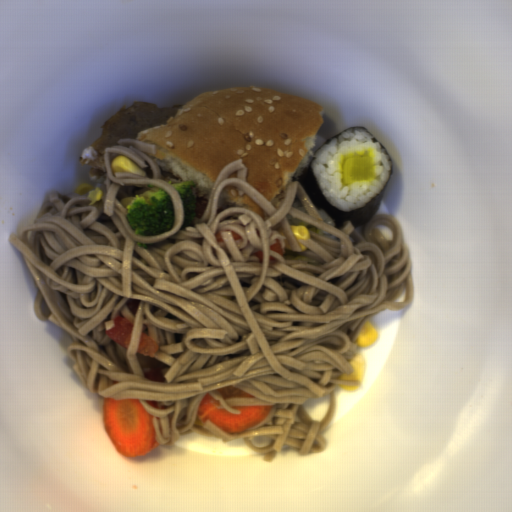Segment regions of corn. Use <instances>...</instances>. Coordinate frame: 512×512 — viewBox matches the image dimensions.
Here are the masks:
<instances>
[{
	"label": "corn",
	"mask_w": 512,
	"mask_h": 512,
	"mask_svg": "<svg viewBox=\"0 0 512 512\" xmlns=\"http://www.w3.org/2000/svg\"><path fill=\"white\" fill-rule=\"evenodd\" d=\"M110 166L112 168L113 174L115 176L116 173H122V172H130L142 177H147L146 171L129 160L128 158L124 157L123 155H117L116 157L112 158L110 160Z\"/></svg>",
	"instance_id": "corn-1"
},
{
	"label": "corn",
	"mask_w": 512,
	"mask_h": 512,
	"mask_svg": "<svg viewBox=\"0 0 512 512\" xmlns=\"http://www.w3.org/2000/svg\"><path fill=\"white\" fill-rule=\"evenodd\" d=\"M349 365L354 369L349 374H341L337 380H359L362 384L365 378L366 360L361 352L354 353L352 360H347Z\"/></svg>",
	"instance_id": "corn-2"
},
{
	"label": "corn",
	"mask_w": 512,
	"mask_h": 512,
	"mask_svg": "<svg viewBox=\"0 0 512 512\" xmlns=\"http://www.w3.org/2000/svg\"><path fill=\"white\" fill-rule=\"evenodd\" d=\"M377 330L373 327V325L369 322H365L363 326L360 328L354 343L358 346L366 347L370 346L373 343H375L377 337H378Z\"/></svg>",
	"instance_id": "corn-3"
},
{
	"label": "corn",
	"mask_w": 512,
	"mask_h": 512,
	"mask_svg": "<svg viewBox=\"0 0 512 512\" xmlns=\"http://www.w3.org/2000/svg\"><path fill=\"white\" fill-rule=\"evenodd\" d=\"M74 192L80 196L86 194L90 202L89 205H93L94 203L99 202L102 197V190L100 187L92 186L87 183L78 185L74 189Z\"/></svg>",
	"instance_id": "corn-4"
},
{
	"label": "corn",
	"mask_w": 512,
	"mask_h": 512,
	"mask_svg": "<svg viewBox=\"0 0 512 512\" xmlns=\"http://www.w3.org/2000/svg\"><path fill=\"white\" fill-rule=\"evenodd\" d=\"M296 240H311V235L305 225L289 224Z\"/></svg>",
	"instance_id": "corn-5"
},
{
	"label": "corn",
	"mask_w": 512,
	"mask_h": 512,
	"mask_svg": "<svg viewBox=\"0 0 512 512\" xmlns=\"http://www.w3.org/2000/svg\"><path fill=\"white\" fill-rule=\"evenodd\" d=\"M338 387L343 392H355L360 387V385H339L338 384Z\"/></svg>",
	"instance_id": "corn-6"
}]
</instances>
